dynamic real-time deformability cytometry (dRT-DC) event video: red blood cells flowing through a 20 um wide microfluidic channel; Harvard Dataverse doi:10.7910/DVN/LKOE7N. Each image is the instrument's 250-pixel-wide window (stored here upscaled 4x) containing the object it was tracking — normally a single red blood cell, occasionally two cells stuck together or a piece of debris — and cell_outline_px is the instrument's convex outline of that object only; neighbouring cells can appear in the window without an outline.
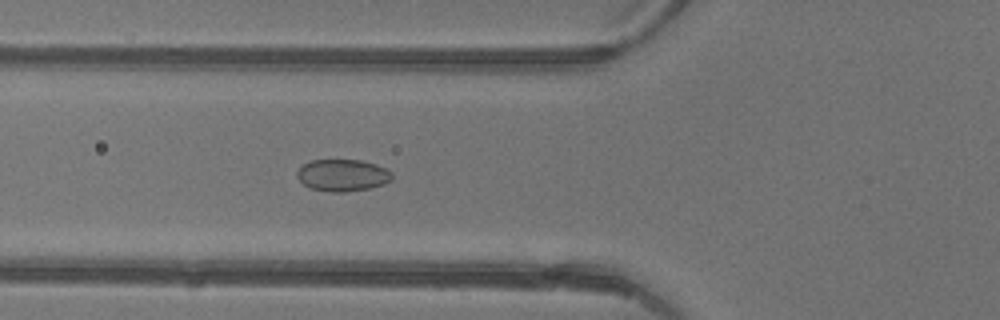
{"species": "common noctule bat (a hibernating species)", "species_latin": "Nyctalus noctula", "temperature_condition": "warm", "stored_images_in_passage": 36, "camera_frame_rate_fps": 3000, "um_per_image_px": 0.085, "animal": {"sex": "female"}, "frame": {"image": 1, "passage_image": 6, "time_ms": 1.667, "image_size_px": [1000, 320], "cell_outline_px": [[392, 180], [384, 184], [368, 188], [344, 192], [328, 192], [312, 188], [304, 184], [296, 176], [296, 172], [308, 160], [360, 160], [376, 164], [392, 172]], "centroid_in_image_um": [29.12, 14.89], "position_along_channel_um": 96.7, "area_um2": 17.63}}
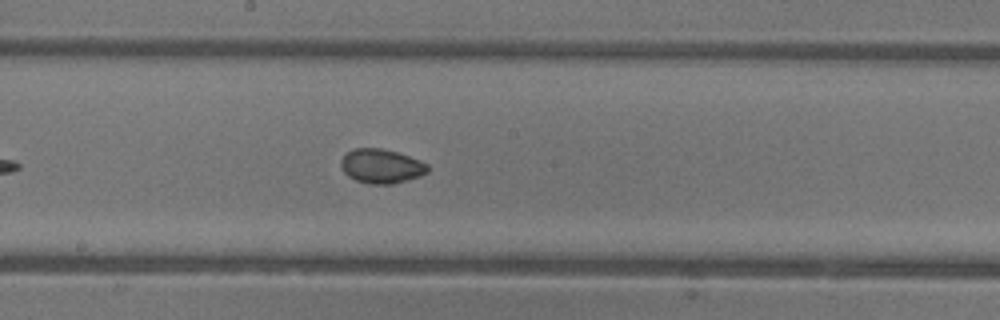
{"frame": {"image": 2, "passage_image": 14, "time_ms": 4.333, "image_size_px": [1000, 320], "cell_outline_px": [[428, 172], [420, 176], [392, 184], [368, 184], [356, 180], [348, 176], [344, 172], [340, 164], [340, 160], [352, 148], [380, 148], [396, 152], [420, 160], [428, 164]], "centroid_in_image_um": [32.4, 14.12], "position_along_channel_um": 215.8, "area_um2": 17.28}}
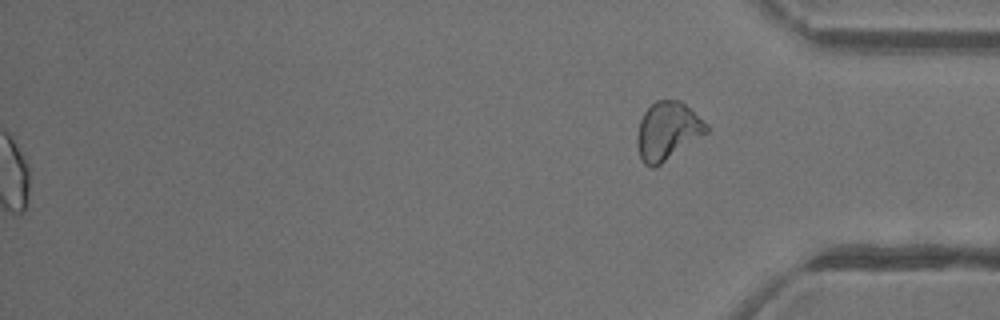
{"frame": {"image": 3, "passage_image": 36, "time_ms": 11.667, "image_size_px": [1000, 320], "cell_outline_px": [[708, 132], [656, 168], [652, 168], [644, 164], [640, 160], [636, 144], [636, 136], [640, 120], [644, 112], [656, 100], [680, 100], [708, 124]], "centroid_in_image_um": [56.71, 11.16], "position_along_channel_um": 378.5, "area_um2": 23.64}, "authors_computed_cell_mechanics": {"area_um2": 17.3689, "velocity_mm_per_s": 4.446, "shape_relaxation_time_tau1_ms": 7.5098, "shape_relaxation_time_tau2_ms": 0.6291, "deformation_change_tau1": 0.1088, "deformation_change_tau2": 0.0312}}